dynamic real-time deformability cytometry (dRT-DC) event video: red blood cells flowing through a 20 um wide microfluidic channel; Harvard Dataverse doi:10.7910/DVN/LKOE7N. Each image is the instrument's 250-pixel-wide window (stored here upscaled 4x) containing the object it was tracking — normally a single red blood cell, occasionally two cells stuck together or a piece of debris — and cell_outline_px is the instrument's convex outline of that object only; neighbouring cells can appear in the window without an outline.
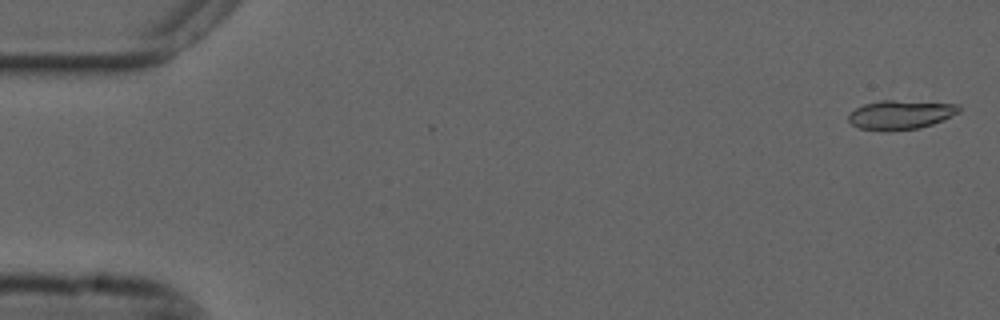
{"species": "common noctule bat (a hibernating species)", "species_latin": "Nyctalus noctula", "temperature_condition": "cold", "stored_images_in_passage": 24, "camera_frame_rate_fps": 3000, "um_per_image_px": 0.085, "animal": {"sex": "male", "forearm_length_mm": 52.5}, "frame": {"image": 1, "passage_image": 2, "time_ms": 0.333, "image_size_px": [1000, 320], "cell_outline_px": [[960, 112], [944, 120], [920, 128], [888, 132], [860, 128], [852, 124], [848, 120], [848, 116], [856, 108], [864, 104], [880, 100], [892, 100], [960, 104]], "centroid_in_image_um": [76.57, 9.76], "position_along_channel_um": 8.4, "area_um2": 18.9}}
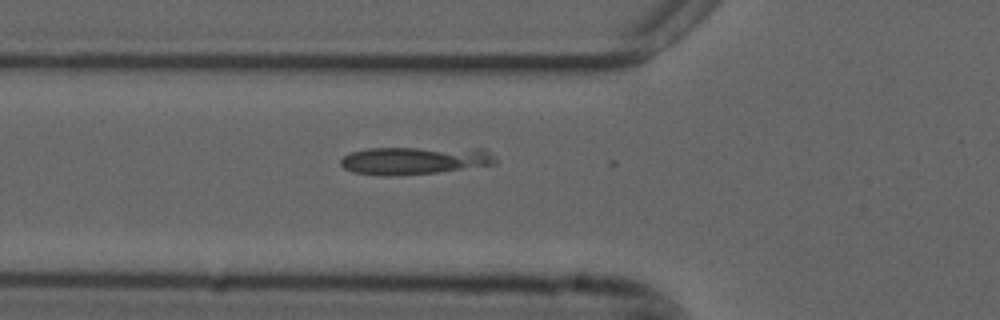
{"frame": {"image": 2, "passage_image": 20, "time_ms": 6.333, "image_size_px": [1000, 320], "cell_outline_px": [[496, 164], [436, 172], [392, 176], [384, 176], [352, 172], [344, 168], [340, 164], [340, 160], [344, 156], [352, 152], [368, 148], [484, 148], [492, 152], [496, 156]], "centroid_in_image_um": [35.28, 13.63], "position_along_channel_um": 90.5, "area_um2": 25.2}}
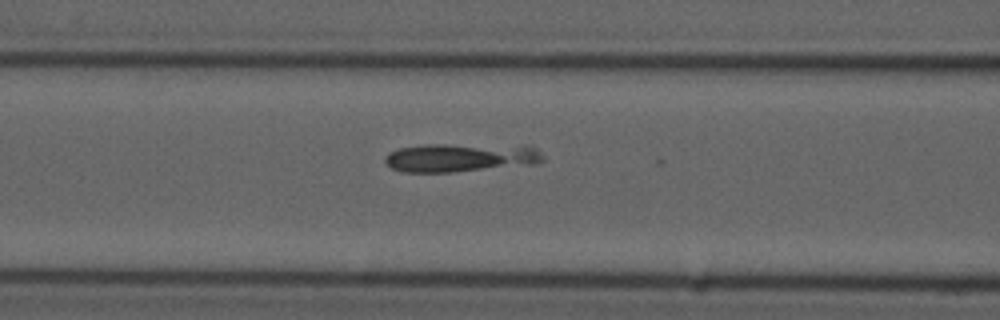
{"frame": {"image": 3, "passage_image": 23, "time_ms": 7.333, "image_size_px": [1000, 320], "cell_outline_px": [[544, 160], [540, 164], [452, 172], [404, 172], [392, 168], [384, 160], [388, 152], [400, 148], [424, 144], [528, 144], [536, 148], [544, 156]], "centroid_in_image_um": [39.27, 13.37], "position_along_channel_um": 127.3, "area_um2": 27.11}}